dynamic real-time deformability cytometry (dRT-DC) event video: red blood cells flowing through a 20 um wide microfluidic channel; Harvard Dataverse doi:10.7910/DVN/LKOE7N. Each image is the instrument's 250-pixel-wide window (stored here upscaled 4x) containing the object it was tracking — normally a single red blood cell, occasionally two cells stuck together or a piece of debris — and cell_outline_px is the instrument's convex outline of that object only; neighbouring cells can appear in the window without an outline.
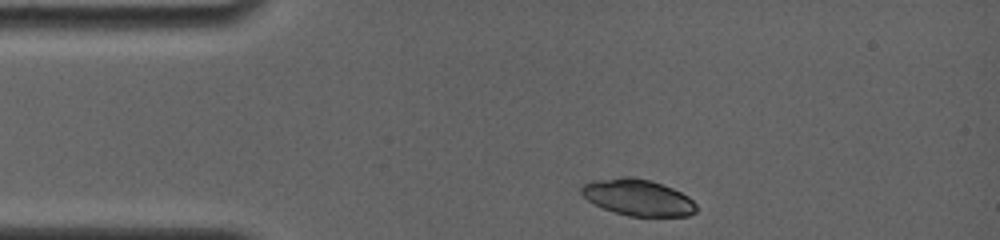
{"species": "common noctule bat (a hibernating species)", "species_latin": "Nyctalus noctula", "temperature_condition": "room temperature", "stored_images_in_passage": 3, "camera_frame_rate_fps": 4000, "um_per_image_px": 0.085, "animal": {"sex": "female", "body_mass_g": 19.0, "forearm_length_mm": 56.7}, "frame": {"image": 1, "passage_image": 1, "time_ms": 0.0, "image_size_px": [1000, 240], "cell_outline_px": [[696, 212], [688, 216], [628, 216], [604, 208], [588, 200], [580, 192], [580, 188], [584, 184], [592, 180], [620, 176], [632, 176], [652, 180], [672, 188], [688, 196], [696, 204]], "centroid_in_image_um": [54.22, 16.76], "position_along_channel_um": 30.8, "area_um2": 24.45}}